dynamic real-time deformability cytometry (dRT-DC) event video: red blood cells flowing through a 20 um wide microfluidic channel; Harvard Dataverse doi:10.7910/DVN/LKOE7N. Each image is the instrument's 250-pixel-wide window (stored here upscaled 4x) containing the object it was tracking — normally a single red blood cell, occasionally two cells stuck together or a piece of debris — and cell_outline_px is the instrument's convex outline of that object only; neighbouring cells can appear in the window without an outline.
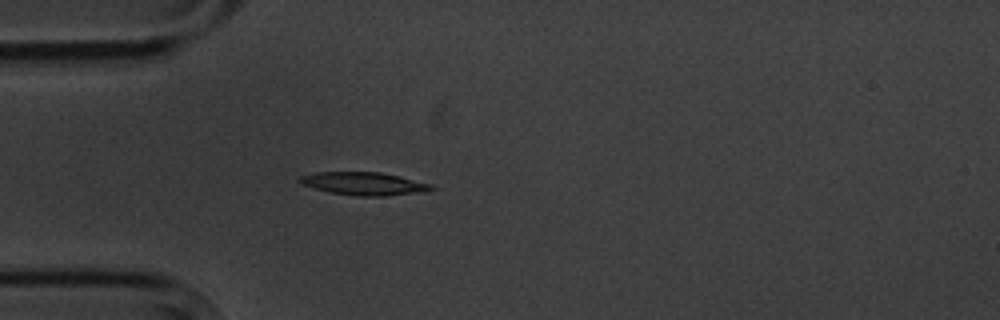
{"species": "common noctule bat (a hibernating species)", "species_latin": "Nyctalus noctula", "temperature_condition": "cold", "stored_images_in_passage": 4, "camera_frame_rate_fps": 3000, "um_per_image_px": 0.085, "animal": {"sex": "male", "body_mass_g": 20.1, "forearm_length_mm": 53.5}, "frame": {"image": 1, "passage_image": 4, "time_ms": 4.333, "image_size_px": [1000, 320], "cell_outline_px": [[436, 188], [424, 192], [384, 196], [356, 196], [332, 192], [300, 184], [296, 180], [300, 176], [316, 172], [380, 172], [400, 176], [432, 184]], "centroid_in_image_um": [30.95, 15.6], "position_along_channel_um": 54.0, "area_um2": 17.63}}